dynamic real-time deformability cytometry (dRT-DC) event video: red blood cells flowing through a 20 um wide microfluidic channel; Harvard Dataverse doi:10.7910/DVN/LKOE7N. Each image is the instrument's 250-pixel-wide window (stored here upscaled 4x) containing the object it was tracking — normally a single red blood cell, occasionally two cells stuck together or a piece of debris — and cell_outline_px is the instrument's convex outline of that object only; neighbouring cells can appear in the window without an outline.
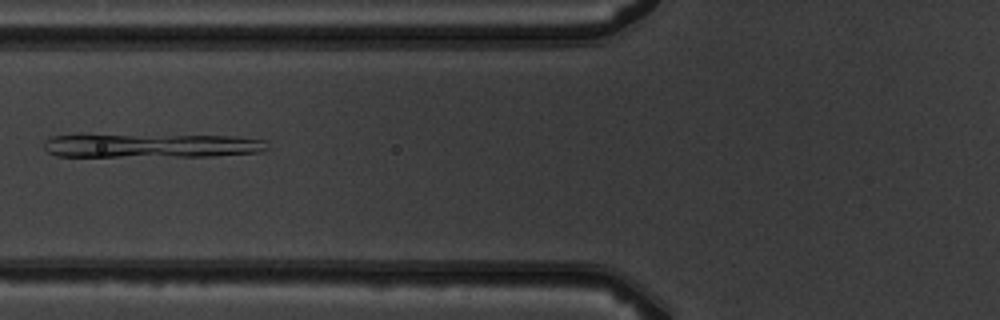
{"species": "common noctule bat (a hibernating species)", "species_latin": "Nyctalus noctula", "temperature_condition": "warm", "stored_images_in_passage": 5, "camera_frame_rate_fps": 3000, "um_per_image_px": 0.085, "animal": {"sex": "male", "body_mass_g": 19.5, "forearm_length_mm": 54.6}, "frame": {"image": 1, "passage_image": 5, "time_ms": 4.333, "image_size_px": [1000, 320], "cell_outline_px": [[268, 148], [260, 152], [212, 156], [56, 156], [48, 152], [44, 148], [44, 140], [52, 136], [236, 136], [264, 140]], "centroid_in_image_um": [12.92, 12.4], "position_along_channel_um": 112.9, "area_um2": 30.29}}